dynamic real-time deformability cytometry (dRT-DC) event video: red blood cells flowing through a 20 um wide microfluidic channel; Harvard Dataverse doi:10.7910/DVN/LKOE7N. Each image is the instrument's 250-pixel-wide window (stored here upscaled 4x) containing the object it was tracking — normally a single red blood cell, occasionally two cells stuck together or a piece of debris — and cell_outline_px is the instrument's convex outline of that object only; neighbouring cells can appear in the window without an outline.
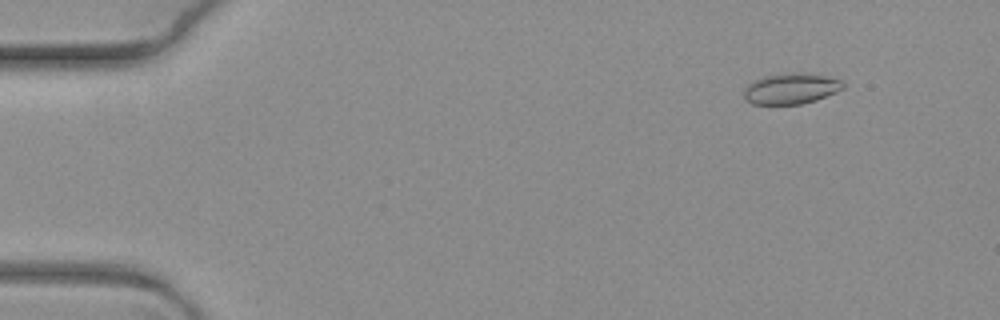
{"species": "common noctule bat (a hibernating species)", "species_latin": "Nyctalus noctula", "temperature_condition": "warm", "stored_images_in_passage": 8, "camera_frame_rate_fps": 3000, "um_per_image_px": 0.085, "animal": {"sex": "female", "body_mass_g": 19.3, "forearm_length_mm": 54.1}, "frame": {"image": 1, "passage_image": 3, "time_ms": 0.667, "image_size_px": [1000, 320], "cell_outline_px": [[844, 88], [836, 92], [816, 100], [804, 104], [752, 104], [744, 100], [744, 88], [748, 84], [764, 76], [792, 72], [804, 72], [828, 76], [840, 80], [844, 84]], "centroid_in_image_um": [67.24, 7.53], "position_along_channel_um": 17.8, "area_um2": 17.98}}
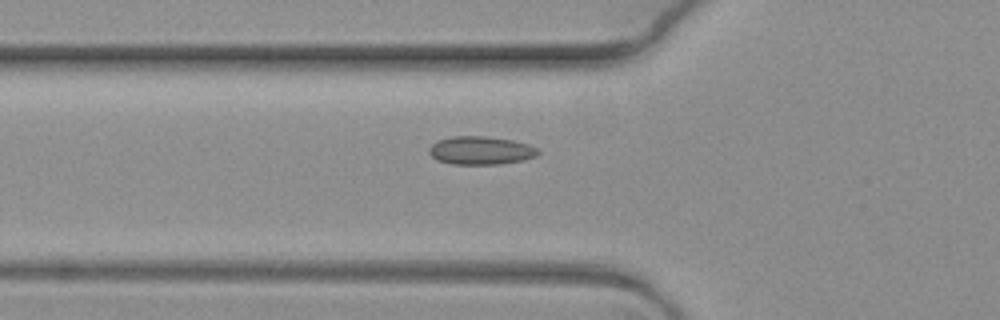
{"frame": {"image": 2, "passage_image": 8, "time_ms": 2.333, "image_size_px": [1000, 320], "cell_outline_px": [[540, 152], [536, 156], [524, 160], [500, 164], [452, 164], [436, 160], [428, 152], [428, 148], [436, 140], [452, 136], [484, 136], [512, 140], [528, 144], [536, 148]], "centroid_in_image_um": [40.83, 12.79], "position_along_channel_um": 85.0, "area_um2": 18.03}}